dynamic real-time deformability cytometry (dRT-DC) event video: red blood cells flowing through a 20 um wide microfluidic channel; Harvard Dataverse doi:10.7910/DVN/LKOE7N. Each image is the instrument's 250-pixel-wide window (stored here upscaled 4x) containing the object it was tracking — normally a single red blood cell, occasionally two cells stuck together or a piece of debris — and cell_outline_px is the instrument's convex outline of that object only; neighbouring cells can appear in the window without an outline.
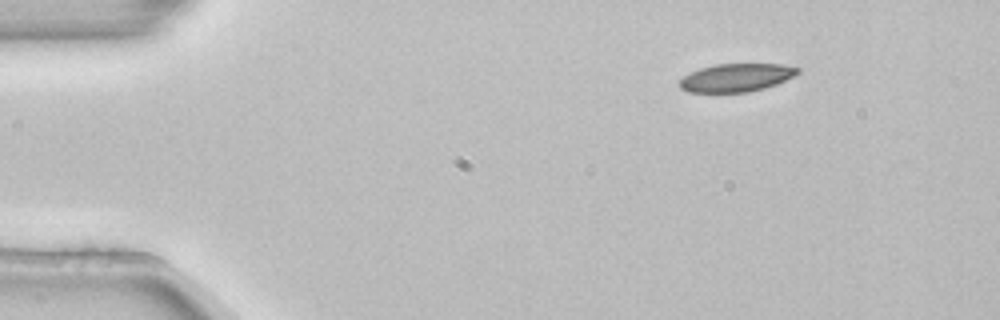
{"species": "common noctule bat (a hibernating species)", "species_latin": "Nyctalus noctula", "temperature_condition": "room temperature", "stored_images_in_passage": 3, "camera_frame_rate_fps": 3000, "um_per_image_px": 0.085, "animal": {"sex": "female", "body_mass_g": 22.7, "forearm_length_mm": 54.2}, "frame": {"image": 1, "passage_image": 1, "time_ms": 0.0, "image_size_px": [1000, 320], "cell_outline_px": [[800, 72], [776, 84], [764, 88], [748, 92], [688, 92], [680, 88], [680, 80], [684, 76], [700, 68], [716, 64], [780, 64], [800, 68]], "centroid_in_image_um": [62.58, 6.6], "position_along_channel_um": 22.4, "area_um2": 19.13}}